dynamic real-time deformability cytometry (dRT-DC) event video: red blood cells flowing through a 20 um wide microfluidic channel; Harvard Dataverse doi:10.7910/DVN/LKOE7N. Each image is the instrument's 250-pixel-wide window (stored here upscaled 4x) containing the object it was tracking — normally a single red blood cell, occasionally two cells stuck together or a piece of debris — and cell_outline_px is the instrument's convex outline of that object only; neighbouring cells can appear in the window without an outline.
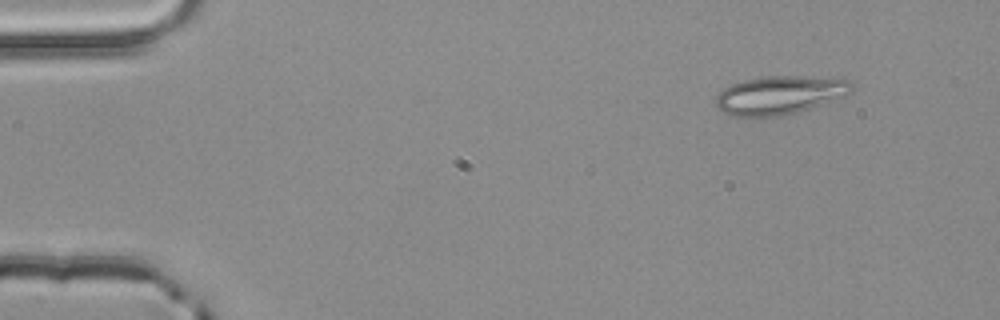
{"species": "common noctule bat (a hibernating species)", "species_latin": "Nyctalus noctula", "temperature_condition": "room temperature", "stored_images_in_passage": 3, "camera_frame_rate_fps": 3000, "um_per_image_px": 0.085, "animal": {"sex": "male", "body_mass_g": 20.4}, "frame": {"image": 1, "passage_image": 1, "time_ms": 0.0, "image_size_px": [1000, 320], "cell_outline_px": [[856, 88], [852, 92], [844, 96], [796, 112], [780, 116], [732, 116], [724, 112], [716, 104], [716, 96], [724, 88], [732, 84], [744, 80], [768, 76], [844, 76], [852, 80]], "centroid_in_image_um": [66.4, 8.04], "position_along_channel_um": 18.6, "area_um2": 30.75}}
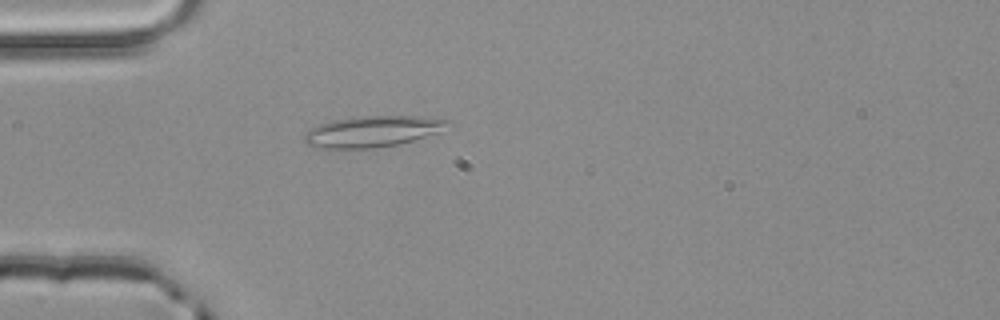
{"frame": {"image": 2, "passage_image": 3, "time_ms": 0.667, "image_size_px": [1000, 320], "cell_outline_px": [[448, 120], [436, 132], [412, 140], [396, 144], [368, 148], [320, 148], [308, 144], [304, 140], [304, 136], [312, 128], [320, 124], [332, 120], [360, 116], [420, 116]], "centroid_in_image_um": [31.56, 11.16], "position_along_channel_um": 53.4, "area_um2": 25.03}}